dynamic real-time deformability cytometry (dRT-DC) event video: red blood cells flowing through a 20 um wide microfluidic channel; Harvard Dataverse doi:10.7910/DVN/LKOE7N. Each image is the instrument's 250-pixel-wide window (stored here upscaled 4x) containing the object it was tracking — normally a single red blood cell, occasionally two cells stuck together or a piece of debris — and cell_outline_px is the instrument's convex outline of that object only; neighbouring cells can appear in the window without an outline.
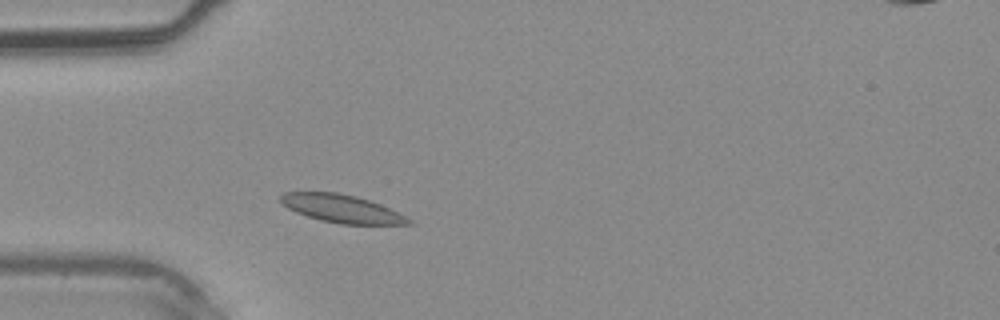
{"species": "common noctule bat (a hibernating species)", "species_latin": "Nyctalus noctula", "temperature_condition": "warm", "stored_images_in_passage": 34, "camera_frame_rate_fps": 3000, "um_per_image_px": 0.085, "animal": {"sex": "male", "body_mass_g": 20.4}, "frame": {"image": 1, "passage_image": 6, "time_ms": 1.667, "image_size_px": [1000, 320], "cell_outline_px": [[416, 224], [340, 224], [320, 220], [296, 212], [288, 208], [280, 200], [280, 196], [284, 192], [336, 192], [356, 196], [380, 204], [400, 212], [412, 220]], "centroid_in_image_um": [29.09, 17.74], "position_along_channel_um": 55.9, "area_um2": 20.81}}
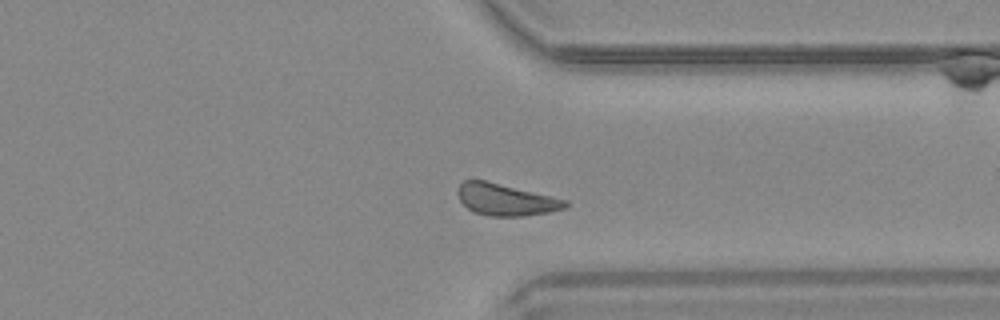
{"frame": {"image": 2, "passage_image": 25, "time_ms": 8.0, "image_size_px": [1000, 320], "cell_outline_px": [[568, 204], [564, 208], [548, 212], [524, 216], [488, 216], [472, 212], [460, 200], [456, 192], [460, 184], [464, 180], [484, 180], [552, 196], [568, 200]], "centroid_in_image_um": [42.97, 16.97], "position_along_channel_um": 368.4, "area_um2": 19.83}}